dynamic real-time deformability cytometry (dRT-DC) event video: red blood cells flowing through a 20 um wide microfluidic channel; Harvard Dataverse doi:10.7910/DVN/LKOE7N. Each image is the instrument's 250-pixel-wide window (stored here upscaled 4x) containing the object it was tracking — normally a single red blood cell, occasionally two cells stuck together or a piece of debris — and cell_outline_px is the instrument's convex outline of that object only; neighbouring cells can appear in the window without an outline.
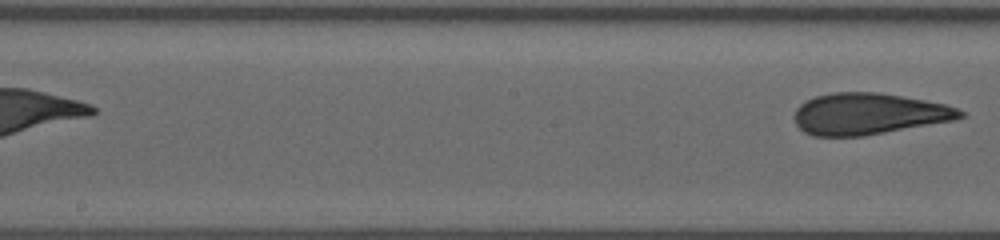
{"species": "human", "species_latin": "Homo sapiens", "temperature_condition": "warm", "stored_images_in_passage": 9, "segment_of_instrument_passage": [2, 2], "camera_frame_rate_fps": 3000, "um_per_image_px": 0.085, "donor": {"sex": "female"}, "frame": {"image": 1, "passage_image": 9, "time_ms": 7.333, "image_size_px": [1000, 240], "cell_outline_px": [[964, 116], [956, 120], [864, 136], [812, 136], [804, 132], [796, 124], [796, 108], [804, 100], [812, 96], [832, 92], [880, 92], [924, 100], [944, 104], [956, 108], [964, 112]], "centroid_in_image_um": [73.82, 9.67], "position_along_channel_um": 174.4, "area_um2": 40.17}}